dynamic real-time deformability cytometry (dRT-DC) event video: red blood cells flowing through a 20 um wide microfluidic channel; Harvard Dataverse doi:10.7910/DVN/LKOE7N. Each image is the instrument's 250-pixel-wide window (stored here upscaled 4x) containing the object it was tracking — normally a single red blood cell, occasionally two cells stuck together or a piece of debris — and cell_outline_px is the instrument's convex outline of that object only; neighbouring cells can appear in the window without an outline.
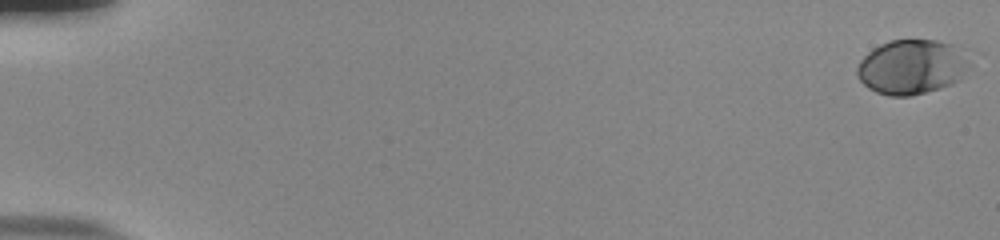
{"species": "human", "species_latin": "Homo sapiens", "temperature_condition": "room temperature", "stored_images_in_passage": 56, "camera_frame_rate_fps": 3000, "um_per_image_px": 0.085, "donor": {"sex": "male"}, "frame": {"image": 1, "passage_image": 1, "time_ms": 0.0, "image_size_px": [1000, 240], "cell_outline_px": [[968, 68], [960, 80], [952, 84], [940, 88], [912, 96], [888, 96], [876, 92], [868, 88], [856, 76], [856, 68], [860, 60], [872, 48], [888, 40], [936, 40], [952, 44]], "centroid_in_image_um": [77.39, 5.71], "position_along_channel_um": 7.6, "area_um2": 35.37}}
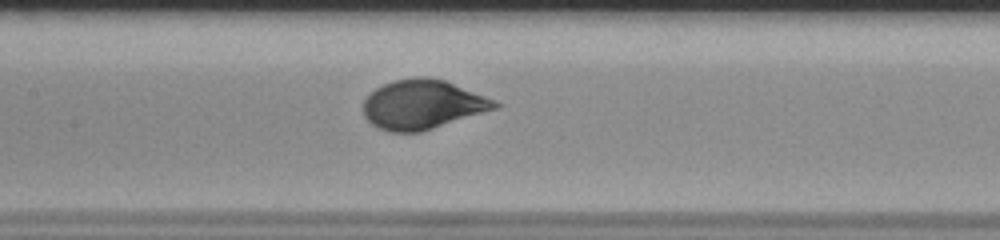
{"frame": {"image": 2, "passage_image": 29, "time_ms": 9.333, "image_size_px": [1000, 240], "cell_outline_px": [[504, 104], [500, 108], [420, 132], [388, 132], [372, 124], [364, 116], [364, 100], [376, 88], [384, 84], [396, 80], [416, 76], [428, 76], [444, 80], [496, 100]], "centroid_in_image_um": [35.97, 8.88], "position_along_channel_um": 171.4, "area_um2": 37.86}}
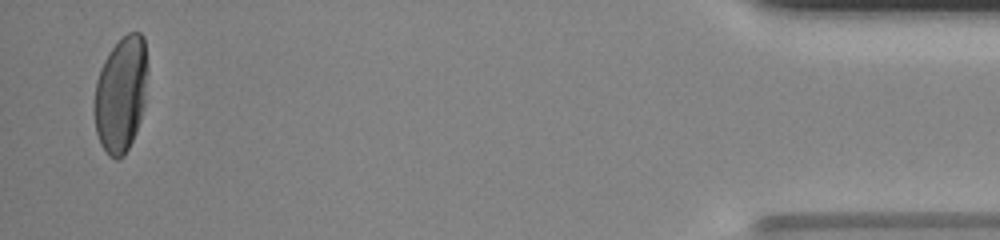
{"frame": {"image": 3, "passage_image": 55, "time_ms": 18.0, "image_size_px": [1000, 240], "cell_outline_px": [[148, 72], [144, 104], [140, 120], [136, 132], [124, 156], [120, 160], [116, 160], [108, 156], [100, 144], [96, 132], [96, 80], [100, 68], [104, 60], [112, 48], [128, 32], [140, 32], [144, 36], [148, 68]], "centroid_in_image_um": [10.31, 8.02], "position_along_channel_um": 424.9, "area_um2": 35.89}, "authors_computed_cell_mechanics": {"area_um2": 35.8649, "velocity_mm_per_s": 3.766, "shape_relaxation_time_tau1_ms": 2.7822, "shape_relaxation_time_tau2_ms": null, "deformation_change_tau1": 0.1604, "deformation_change_tau2": null}}